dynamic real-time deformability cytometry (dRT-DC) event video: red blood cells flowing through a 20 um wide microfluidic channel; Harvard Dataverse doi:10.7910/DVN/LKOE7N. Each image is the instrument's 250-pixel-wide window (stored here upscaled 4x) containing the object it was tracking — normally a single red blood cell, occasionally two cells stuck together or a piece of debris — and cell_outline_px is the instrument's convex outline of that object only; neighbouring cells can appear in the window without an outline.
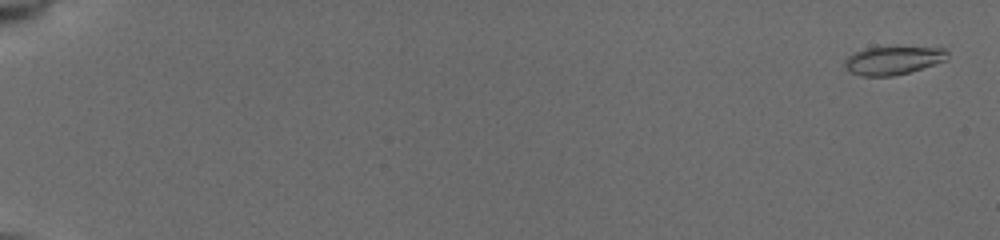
{"species": "common noctule bat (a hibernating species)", "species_latin": "Nyctalus noctula", "temperature_condition": "cold", "stored_images_in_passage": 55, "camera_frame_rate_fps": 3000, "um_per_image_px": 0.085, "animal": {"sex": "female", "body_mass_g": 19.5, "forearm_length_mm": 54.1}, "frame": {"image": 1, "passage_image": 2, "time_ms": 0.333, "image_size_px": [1000, 240], "cell_outline_px": [[948, 60], [908, 72], [892, 76], [860, 76], [852, 72], [844, 64], [844, 60], [848, 56], [864, 48], [944, 48], [948, 52]], "centroid_in_image_um": [75.92, 5.14], "position_along_channel_um": 9.1, "area_um2": 16.53}}
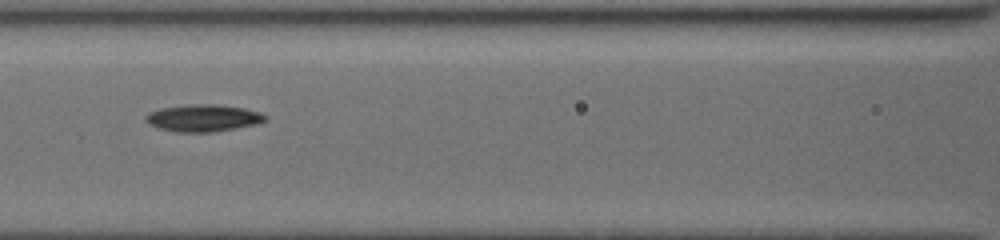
{"frame": {"image": 2, "passage_image": 36, "time_ms": 9.0, "image_size_px": [1000, 240], "cell_outline_px": [[268, 116], [260, 124], [212, 132], [176, 132], [160, 128], [148, 124], [144, 120], [144, 116], [148, 112], [160, 108], [188, 104], [220, 104], [244, 108], [260, 112]], "centroid_in_image_um": [17.26, 10.02], "position_along_channel_um": 149.3, "area_um2": 19.13}}
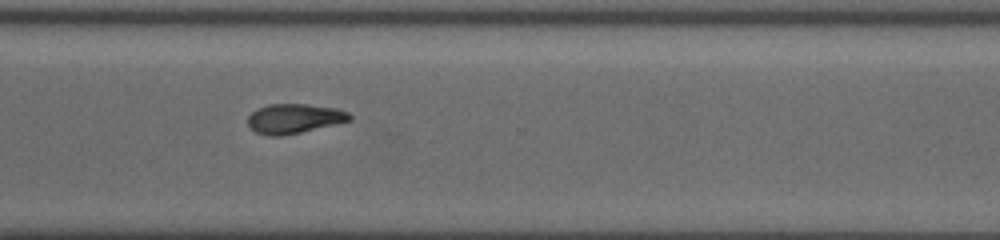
{"frame": {"image": 3, "passage_image": 54, "time_ms": 14.0, "image_size_px": [1000, 240], "cell_outline_px": [[352, 120], [300, 132], [280, 136], [272, 136], [256, 132], [248, 124], [248, 116], [256, 108], [268, 104], [308, 104], [336, 108], [348, 112], [352, 116]], "centroid_in_image_um": [25.0, 10.06], "position_along_channel_um": 345.6, "area_um2": 17.46}}